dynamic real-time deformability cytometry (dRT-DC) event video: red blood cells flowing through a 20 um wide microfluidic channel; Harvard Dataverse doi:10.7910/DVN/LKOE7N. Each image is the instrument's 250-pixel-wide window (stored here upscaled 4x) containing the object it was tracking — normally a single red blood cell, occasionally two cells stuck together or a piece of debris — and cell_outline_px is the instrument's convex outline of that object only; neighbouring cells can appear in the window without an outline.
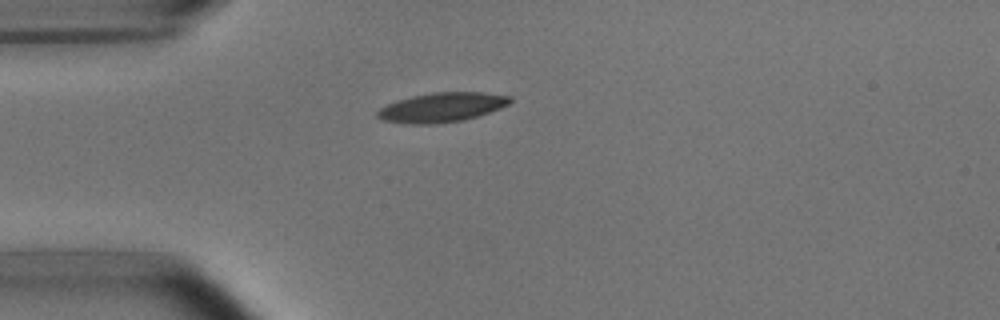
{"species": "common noctule bat (a hibernating species)", "species_latin": "Nyctalus noctula", "temperature_condition": "room temperature", "stored_images_in_passage": 40, "camera_frame_rate_fps": 3000, "um_per_image_px": 0.085, "animal": {"sex": "male", "body_mass_g": 15.6}, "frame": {"image": 1, "passage_image": 1, "time_ms": 0.0, "image_size_px": [1000, 320], "cell_outline_px": [[512, 100], [508, 104], [500, 108], [464, 120], [436, 124], [408, 124], [380, 120], [376, 116], [376, 112], [380, 108], [396, 100], [412, 96], [432, 92], [480, 92], [512, 96]], "centroid_in_image_um": [37.51, 9.13], "position_along_channel_um": 47.5, "area_um2": 22.83}}
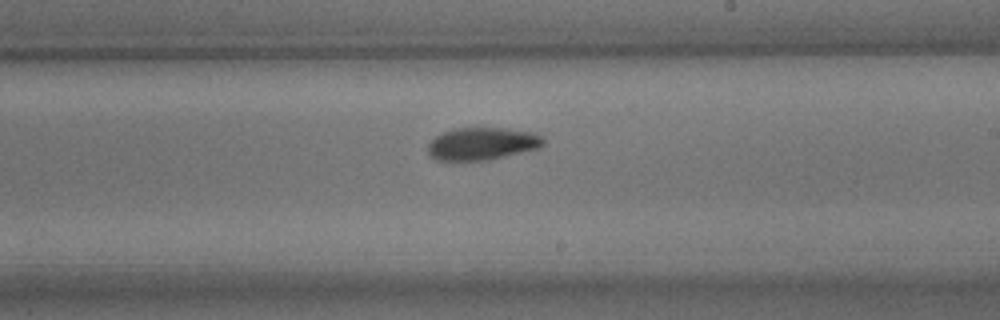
{"frame": {"image": 2, "passage_image": 18, "time_ms": 5.667, "image_size_px": [1000, 320], "cell_outline_px": [[544, 144], [540, 148], [488, 160], [436, 160], [428, 156], [428, 144], [436, 136], [444, 132], [456, 128], [504, 128], [532, 132], [544, 136]], "centroid_in_image_um": [41.0, 12.22], "position_along_channel_um": 248.0, "area_um2": 21.91}}
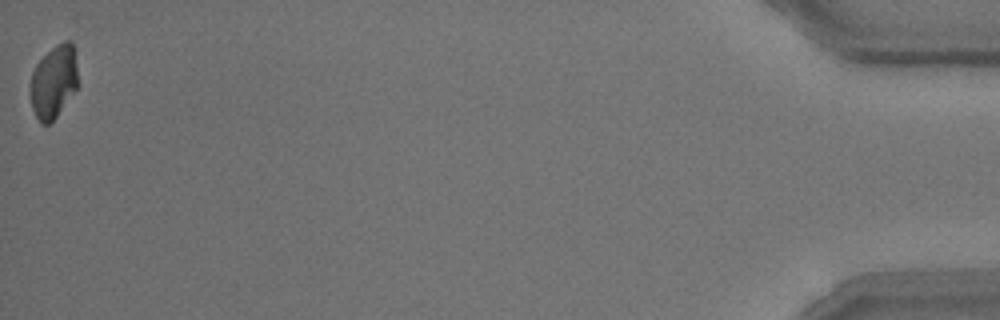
{"frame": {"image": 3, "passage_image": 40, "time_ms": 13.0, "image_size_px": [1000, 320], "cell_outline_px": [[76, 88], [56, 116], [48, 124], [44, 124], [36, 116], [32, 108], [32, 72], [36, 64], [56, 44], [64, 40], [68, 40], [72, 44], [76, 52]], "centroid_in_image_um": [4.58, 6.89], "position_along_channel_um": 430.6, "area_um2": 19.48}, "authors_computed_cell_mechanics": {"area_um2": 21.9351, "velocity_mm_per_s": 3.7662, "shape_relaxation_time_tau1_ms": 4.0407, "shape_relaxation_time_tau2_ms": 2.3713, "deformation_change_tau1": 0.1391, "deformation_change_tau2": 0.0563}}